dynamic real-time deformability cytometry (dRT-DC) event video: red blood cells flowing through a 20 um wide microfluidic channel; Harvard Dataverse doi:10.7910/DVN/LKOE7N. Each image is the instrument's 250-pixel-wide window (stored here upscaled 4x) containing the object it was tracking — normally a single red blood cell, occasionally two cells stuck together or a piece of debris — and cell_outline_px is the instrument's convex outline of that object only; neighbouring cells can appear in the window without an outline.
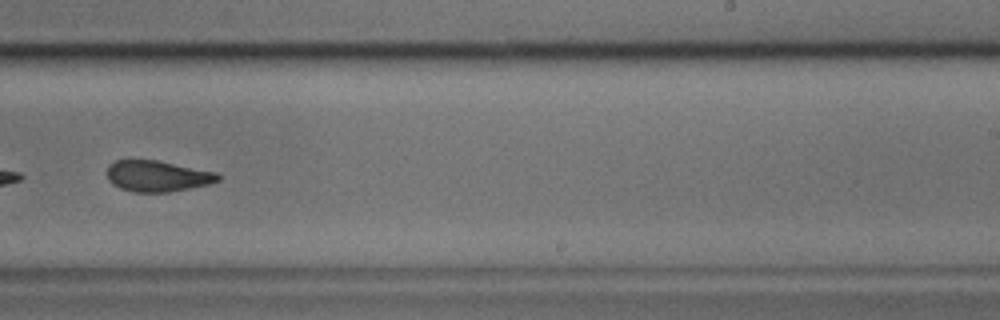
{"species": "common noctule bat (a hibernating species)", "species_latin": "Nyctalus noctula", "temperature_condition": "cold", "stored_images_in_passage": 48, "camera_frame_rate_fps": 3000, "um_per_image_px": 0.085, "animal": {"sex": "male", "body_mass_g": 17.9, "forearm_length_mm": 54.2}, "frame": {"image": 1, "passage_image": 30, "time_ms": 9.667, "image_size_px": [1000, 320], "cell_outline_px": [[220, 180], [208, 184], [168, 192], [132, 192], [120, 188], [112, 184], [108, 180], [108, 164], [116, 160], [156, 160], [216, 172], [220, 176]], "centroid_in_image_um": [13.35, 14.97], "position_along_channel_um": 275.7, "area_um2": 19.94}}
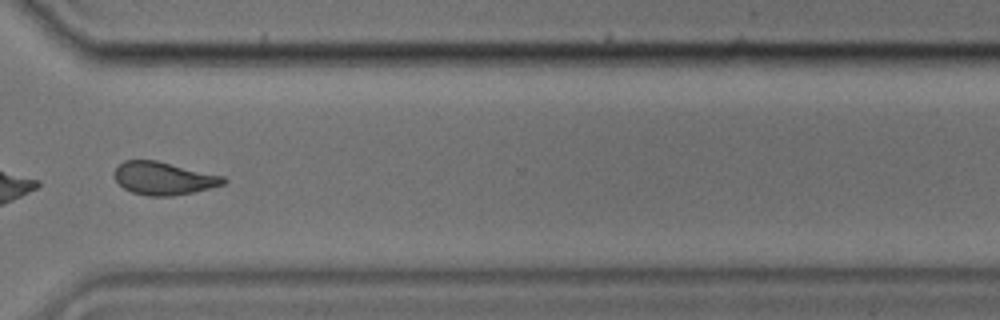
{"frame": {"image": 2, "passage_image": 36, "time_ms": 11.667, "image_size_px": [1000, 320], "cell_outline_px": [[228, 180], [224, 184], [192, 192], [172, 196], [148, 196], [132, 192], [124, 188], [116, 180], [116, 168], [124, 160], [156, 160], [224, 176]], "centroid_in_image_um": [13.93, 15.16], "position_along_channel_um": 356.7, "area_um2": 20.63}}